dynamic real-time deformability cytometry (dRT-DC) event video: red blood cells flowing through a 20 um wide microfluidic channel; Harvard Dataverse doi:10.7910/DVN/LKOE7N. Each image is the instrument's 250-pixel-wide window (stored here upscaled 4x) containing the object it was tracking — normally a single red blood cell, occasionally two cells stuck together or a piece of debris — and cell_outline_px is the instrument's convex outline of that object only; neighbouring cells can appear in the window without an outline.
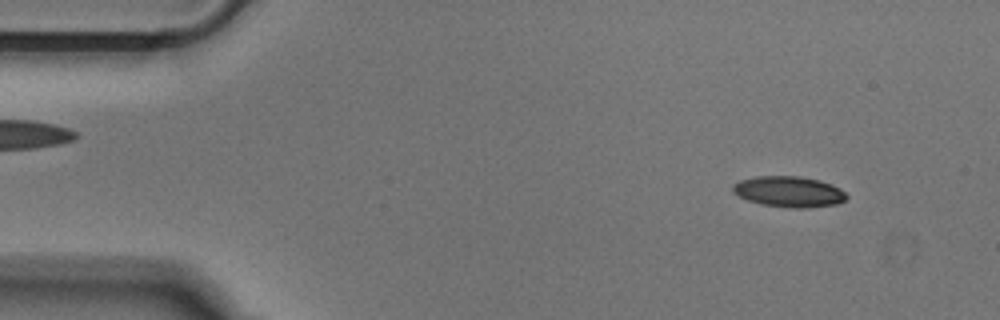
{"species": "Egyptian fruit bat (a non-hibernating species)", "species_latin": "Rousettus aegyptiacus", "temperature_condition": "cold", "stored_images_in_passage": 50, "camera_frame_rate_fps": 3000, "um_per_image_px": 0.085, "animal": {"sex": "male"}, "frame": {"image": 1, "passage_image": 4, "time_ms": 1.0, "image_size_px": [1000, 320], "cell_outline_px": [[848, 196], [844, 200], [836, 204], [808, 208], [792, 208], [760, 204], [748, 200], [732, 192], [732, 184], [740, 180], [756, 176], [800, 176], [820, 180], [832, 184], [840, 188]], "centroid_in_image_um": [67.05, 16.29], "position_along_channel_um": 17.9, "area_um2": 20.52}}
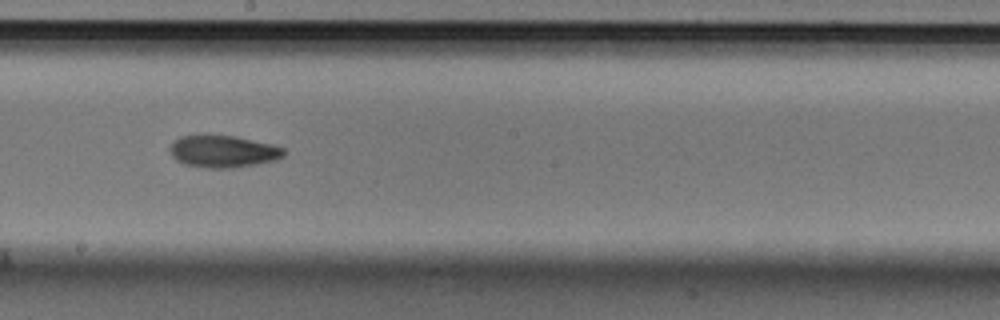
{"frame": {"image": 2, "passage_image": 27, "time_ms": 8.667, "image_size_px": [1000, 320], "cell_outline_px": [[284, 156], [276, 160], [256, 164], [232, 168], [208, 168], [184, 164], [176, 160], [172, 156], [168, 148], [172, 140], [180, 136], [204, 132], [236, 136], [272, 144], [284, 148]], "centroid_in_image_um": [18.89, 12.82], "position_along_channel_um": 229.3, "area_um2": 22.14}}
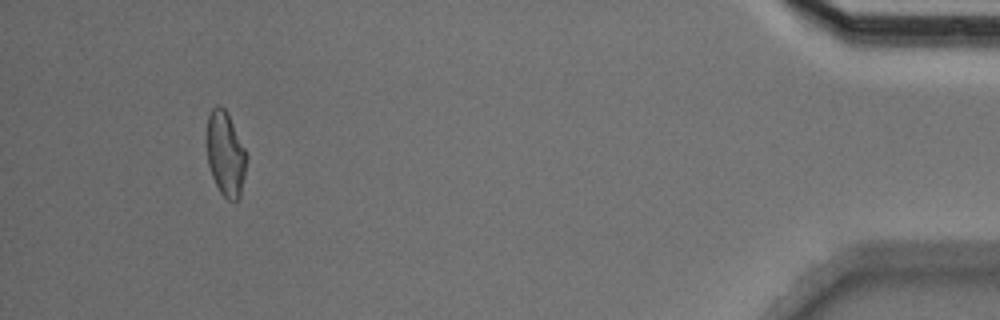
{"frame": {"image": 3, "passage_image": 47, "time_ms": 15.333, "image_size_px": [1000, 320], "cell_outline_px": [[248, 160], [240, 196], [236, 200], [228, 200], [220, 192], [212, 176], [208, 164], [208, 116], [212, 108], [216, 104], [220, 104], [228, 112], [248, 156]], "centroid_in_image_um": [19.2, 13.06], "position_along_channel_um": 416.0, "area_um2": 19.54}}